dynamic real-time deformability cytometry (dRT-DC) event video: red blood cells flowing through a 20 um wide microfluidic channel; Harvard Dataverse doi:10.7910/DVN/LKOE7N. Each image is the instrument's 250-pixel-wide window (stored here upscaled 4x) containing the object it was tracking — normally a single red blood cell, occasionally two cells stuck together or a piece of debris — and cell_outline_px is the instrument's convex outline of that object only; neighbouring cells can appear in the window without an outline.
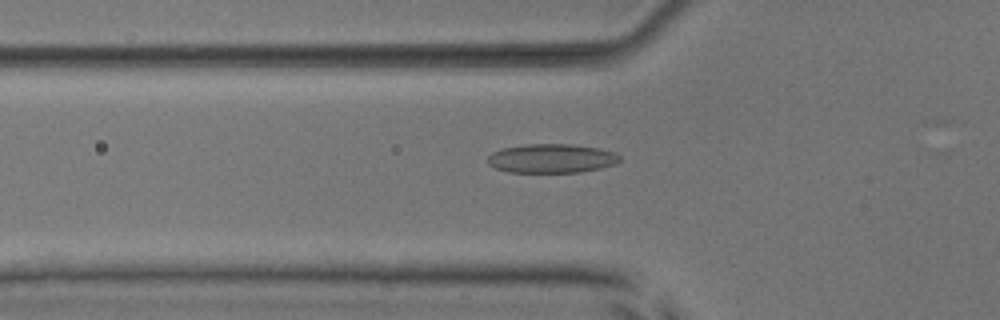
{"species": "common noctule bat (a hibernating species)", "species_latin": "Nyctalus noctula", "temperature_condition": "room temperature", "stored_images_in_passage": 9, "camera_frame_rate_fps": 3000, "um_per_image_px": 0.085, "animal": {"sex": "male", "body_mass_g": 17.9, "forearm_length_mm": 54.2}, "frame": {"image": 1, "passage_image": 5, "time_ms": 1.333, "image_size_px": [1000, 320], "cell_outline_px": [[620, 160], [616, 164], [600, 168], [580, 172], [508, 172], [496, 168], [488, 164], [488, 156], [492, 152], [500, 148], [524, 144], [572, 144], [596, 148], [616, 152], [620, 156]], "centroid_in_image_um": [46.87, 13.46], "position_along_channel_um": 78.9, "area_um2": 22.43}}
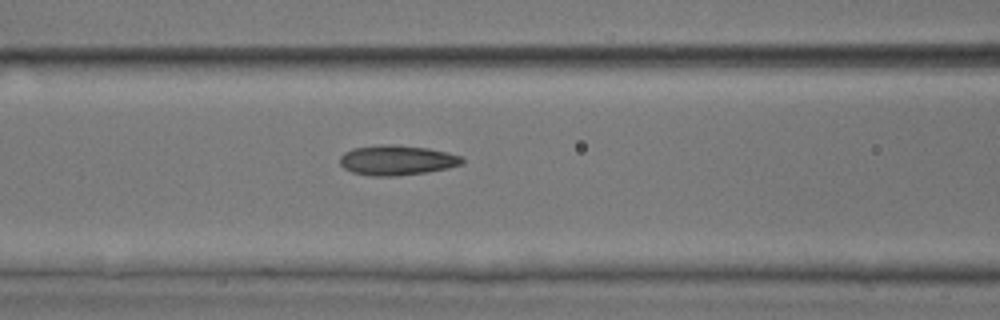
{"frame": {"image": 2, "passage_image": 9, "time_ms": 2.667, "image_size_px": [1000, 320], "cell_outline_px": [[464, 164], [448, 168], [428, 172], [396, 176], [372, 176], [352, 172], [344, 168], [340, 164], [340, 156], [344, 152], [352, 148], [384, 144], [396, 144], [428, 148], [448, 152], [464, 156]], "centroid_in_image_um": [33.77, 13.61], "position_along_channel_um": 132.8, "area_um2": 21.68}}